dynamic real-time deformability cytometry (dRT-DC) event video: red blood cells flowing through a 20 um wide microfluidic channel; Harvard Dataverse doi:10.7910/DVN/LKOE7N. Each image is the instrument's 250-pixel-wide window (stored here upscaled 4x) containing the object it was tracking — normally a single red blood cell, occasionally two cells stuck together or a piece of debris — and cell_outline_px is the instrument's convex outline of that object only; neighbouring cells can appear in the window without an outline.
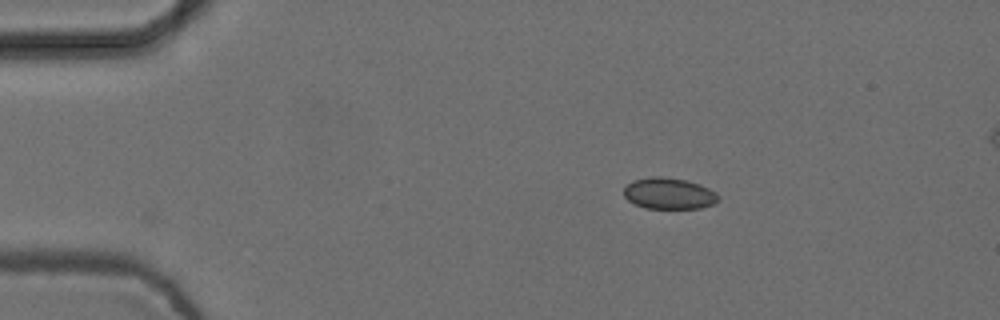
{"species": "common noctule bat (a hibernating species)", "species_latin": "Nyctalus noctula", "temperature_condition": "cold", "stored_images_in_passage": 38, "camera_frame_rate_fps": 3000, "um_per_image_px": 0.085, "animal": {"sex": "female", "body_mass_g": 24.6, "forearm_length_mm": 56.2}, "frame": {"image": 1, "passage_image": 1, "time_ms": 0.0, "image_size_px": [1000, 320], "cell_outline_px": [[720, 200], [712, 204], [700, 208], [644, 208], [628, 200], [624, 196], [624, 188], [632, 180], [652, 176], [660, 176], [684, 180], [700, 184], [716, 192], [720, 196]], "centroid_in_image_um": [56.87, 16.44], "position_along_channel_um": 28.1, "area_um2": 17.22}}
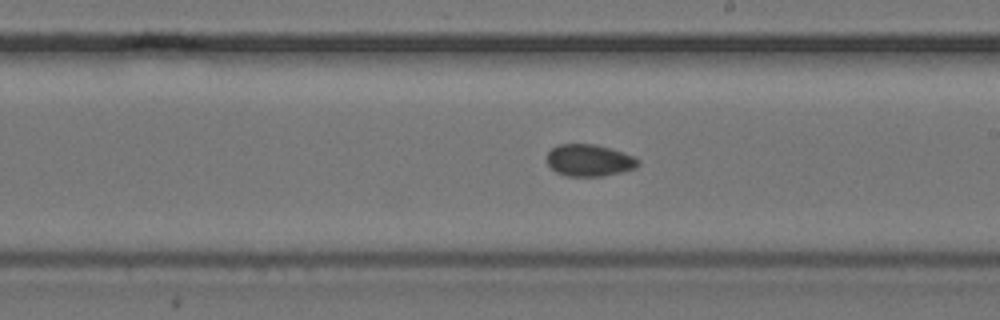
{"frame": {"image": 2, "passage_image": 23, "time_ms": 7.333, "image_size_px": [1000, 320], "cell_outline_px": [[640, 164], [636, 168], [604, 176], [564, 176], [556, 172], [548, 164], [548, 152], [552, 148], [560, 144], [596, 144], [612, 148], [624, 152], [640, 160]], "centroid_in_image_um": [50.11, 13.62], "position_along_channel_um": 238.9, "area_um2": 17.05}}
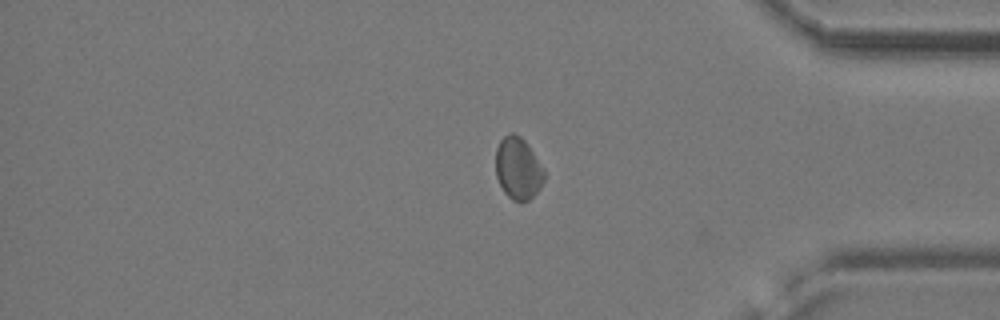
{"frame": {"image": 3, "passage_image": 37, "time_ms": 12.0, "image_size_px": [1000, 320], "cell_outline_px": [[544, 180], [540, 188], [528, 200], [520, 204], [512, 200], [504, 192], [496, 176], [496, 148], [500, 140], [508, 132], [512, 132], [520, 136], [528, 144], [544, 168]], "centroid_in_image_um": [44.03, 14.31], "position_along_channel_um": 391.2, "area_um2": 17.74}, "authors_computed_cell_mechanics": {"area_um2": 17.3978, "velocity_mm_per_s": 3.7355, "shape_relaxation_time_tau1_ms": null, "shape_relaxation_time_tau2_ms": 2.0268, "deformation_change_tau1": null, "deformation_change_tau2": 0.0414}}